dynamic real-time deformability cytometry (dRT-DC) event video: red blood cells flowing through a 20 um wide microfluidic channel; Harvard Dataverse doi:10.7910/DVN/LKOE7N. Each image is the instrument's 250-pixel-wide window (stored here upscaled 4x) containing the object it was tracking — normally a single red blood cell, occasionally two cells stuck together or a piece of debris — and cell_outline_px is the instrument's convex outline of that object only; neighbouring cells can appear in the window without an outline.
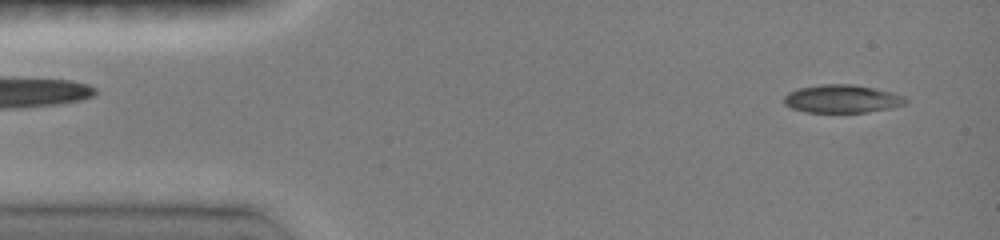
{"species": "common noctule bat (a hibernating species)", "species_latin": "Nyctalus noctula", "temperature_condition": "room temperature", "stored_images_in_passage": 8, "camera_frame_rate_fps": 3000, "um_per_image_px": 0.085, "animal": {"sex": "female", "body_mass_g": 19.0, "forearm_length_mm": 51.5}, "frame": {"image": 1, "passage_image": 1, "time_ms": 0.0, "image_size_px": [1000, 240], "cell_outline_px": [[908, 100], [904, 104], [892, 108], [868, 112], [804, 112], [792, 108], [784, 104], [784, 96], [788, 92], [800, 88], [820, 84], [852, 84], [876, 88], [892, 92], [904, 96]], "centroid_in_image_um": [71.58, 8.4], "position_along_channel_um": 13.4, "area_um2": 20.0}}